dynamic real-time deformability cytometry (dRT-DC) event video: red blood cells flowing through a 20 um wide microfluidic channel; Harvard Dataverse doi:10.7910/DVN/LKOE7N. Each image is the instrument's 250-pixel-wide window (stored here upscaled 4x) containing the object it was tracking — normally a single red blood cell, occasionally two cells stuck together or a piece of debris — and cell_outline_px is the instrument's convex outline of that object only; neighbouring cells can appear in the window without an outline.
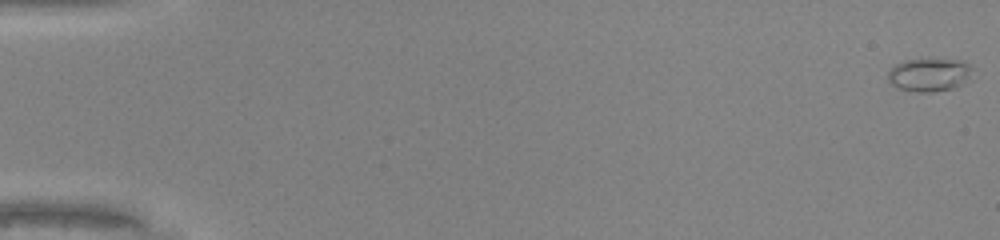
{"species": "common noctule bat (a hibernating species)", "species_latin": "Nyctalus noctula", "temperature_condition": "warm", "stored_images_in_passage": 50, "camera_frame_rate_fps": 3000, "um_per_image_px": 0.085, "animal": {"sex": "male", "body_mass_g": 20.0, "forearm_length_mm": 53.3}, "frame": {"image": 1, "passage_image": 1, "time_ms": 0.0, "image_size_px": [1000, 240], "cell_outline_px": [[972, 80], [956, 88], [932, 92], [916, 92], [896, 88], [888, 80], [888, 72], [896, 64], [904, 60], [960, 60], [968, 64], [972, 68]], "centroid_in_image_um": [79.04, 6.39], "position_along_channel_um": 6.0, "area_um2": 16.53}}
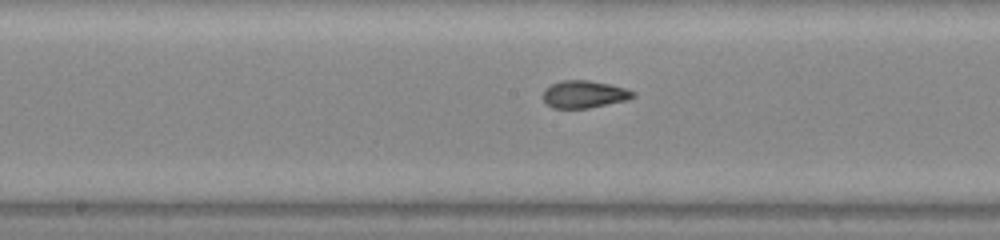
{"frame": {"image": 2, "passage_image": 27, "time_ms": 8.667, "image_size_px": [1000, 240], "cell_outline_px": [[636, 96], [628, 100], [588, 108], [552, 108], [544, 100], [544, 88], [552, 84], [564, 80], [588, 80], [608, 84], [624, 88], [636, 92]], "centroid_in_image_um": [49.68, 8.01], "position_along_channel_um": 198.5, "area_um2": 14.28}}
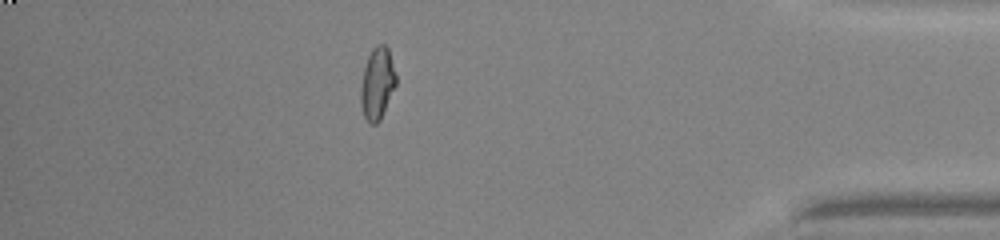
{"frame": {"image": 3, "passage_image": 44, "time_ms": 14.333, "image_size_px": [1000, 240], "cell_outline_px": [[396, 84], [380, 120], [376, 124], [368, 124], [364, 116], [360, 104], [360, 88], [364, 68], [368, 56], [372, 48], [376, 44], [384, 44], [388, 48], [396, 76]], "centroid_in_image_um": [32.05, 7.11], "position_along_channel_um": 403.2, "area_um2": 14.8}}